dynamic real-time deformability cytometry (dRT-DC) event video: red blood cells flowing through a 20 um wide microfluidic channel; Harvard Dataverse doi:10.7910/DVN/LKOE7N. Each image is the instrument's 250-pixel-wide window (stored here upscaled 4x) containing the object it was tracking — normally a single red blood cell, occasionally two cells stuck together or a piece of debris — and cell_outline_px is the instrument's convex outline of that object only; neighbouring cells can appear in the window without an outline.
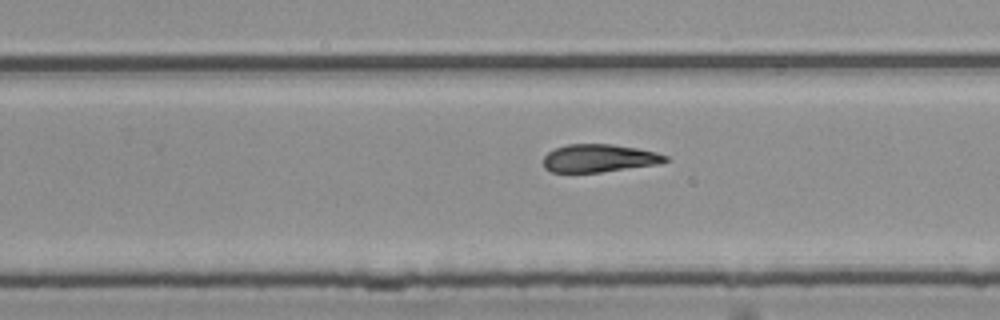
{"species": "common noctule bat (a hibernating species)", "species_latin": "Nyctalus noctula", "temperature_condition": "room temperature", "stored_images_in_passage": 35, "camera_frame_rate_fps": 3000, "um_per_image_px": 0.085, "animal": {"sex": "female", "body_mass_g": 25.1}, "frame": {"image": 1, "passage_image": 30, "time_ms": 9.667, "image_size_px": [1000, 320], "cell_outline_px": [[672, 160], [660, 164], [600, 172], [552, 172], [544, 168], [544, 156], [548, 152], [556, 148], [568, 144], [612, 144], [636, 148], [656, 152], [668, 156]], "centroid_in_image_um": [50.97, 13.45], "position_along_channel_um": 278.8, "area_um2": 19.88}}